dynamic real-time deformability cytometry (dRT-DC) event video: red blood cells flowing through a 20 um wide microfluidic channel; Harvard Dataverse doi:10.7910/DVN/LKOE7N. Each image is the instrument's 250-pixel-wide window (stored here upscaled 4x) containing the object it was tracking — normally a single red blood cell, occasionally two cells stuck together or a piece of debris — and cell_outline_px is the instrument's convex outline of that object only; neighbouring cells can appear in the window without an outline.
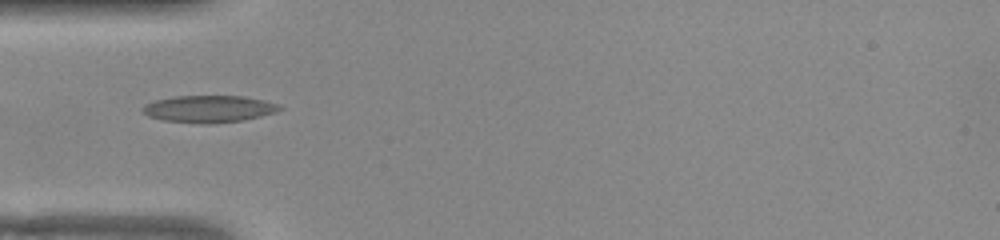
{"species": "common noctule bat (a hibernating species)", "species_latin": "Nyctalus noctula", "temperature_condition": "warm", "stored_images_in_passage": 37, "camera_frame_rate_fps": 3000, "um_per_image_px": 0.085, "animal": {"sex": "female", "body_mass_g": 22.0, "forearm_length_mm": 56.7}, "frame": {"image": 1, "passage_image": 1, "time_ms": 0.0, "image_size_px": [1000, 240], "cell_outline_px": [[284, 108], [276, 112], [244, 120], [212, 124], [200, 124], [164, 120], [148, 116], [140, 108], [144, 104], [156, 100], [176, 96], [244, 96], [264, 100], [280, 104]], "centroid_in_image_um": [17.78, 9.26], "position_along_channel_um": 67.2, "area_um2": 21.73}}
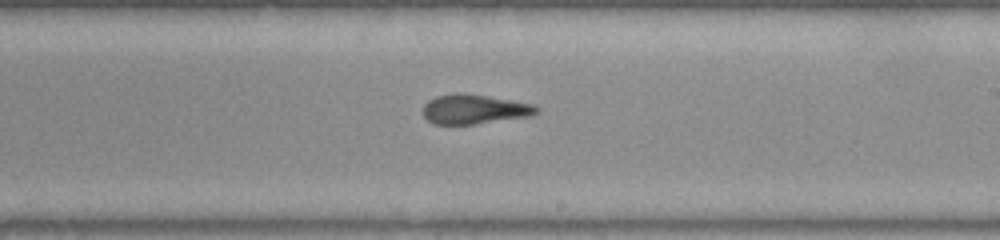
{"frame": {"image": 2, "passage_image": 15, "time_ms": 4.667, "image_size_px": [1000, 240], "cell_outline_px": [[540, 108], [532, 116], [476, 124], [432, 124], [424, 116], [424, 104], [428, 100], [436, 96], [456, 92], [464, 92], [536, 104]], "centroid_in_image_um": [40.34, 9.27], "position_along_channel_um": 248.7, "area_um2": 19.83}}
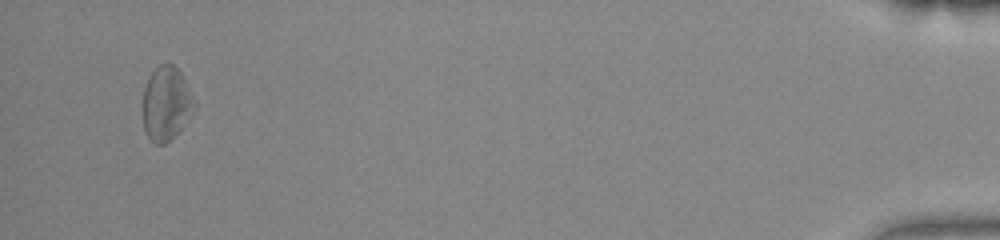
{"frame": {"image": 3, "passage_image": 35, "time_ms": 11.333, "image_size_px": [1000, 240], "cell_outline_px": [[196, 104], [180, 128], [164, 144], [156, 144], [148, 136], [144, 128], [144, 88], [148, 76], [160, 64], [172, 64], [180, 72]], "centroid_in_image_um": [14.1, 8.77], "position_along_channel_um": 421.1, "area_um2": 21.27}, "authors_computed_cell_mechanics": {"area_um2": 20.6924, "velocity_mm_per_s": 3.884, "shape_relaxation_time_tau1_ms": null, "shape_relaxation_time_tau2_ms": 2.3009, "deformation_change_tau1": null, "deformation_change_tau2": 0.1015}}